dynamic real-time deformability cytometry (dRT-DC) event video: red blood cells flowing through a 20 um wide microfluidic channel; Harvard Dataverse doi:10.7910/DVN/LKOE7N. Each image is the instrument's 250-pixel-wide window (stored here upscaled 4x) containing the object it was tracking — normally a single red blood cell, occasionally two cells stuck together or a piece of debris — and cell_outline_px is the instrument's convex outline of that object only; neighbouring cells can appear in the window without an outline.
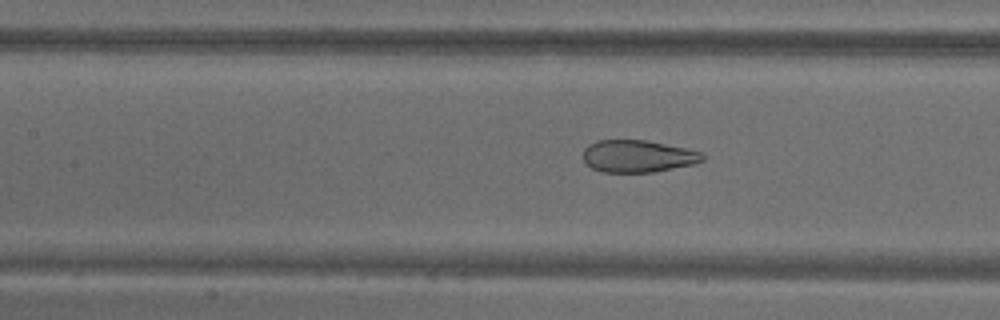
{"species": "common noctule bat (a hibernating species)", "species_latin": "Nyctalus noctula", "temperature_condition": "warm", "stored_images_in_passage": 70, "camera_frame_rate_fps": 3000, "um_per_image_px": 0.085, "animal": {"sex": "male", "body_mass_g": 18.8}, "frame": {"image": 1, "passage_image": 32, "time_ms": 10.333, "image_size_px": [1000, 320], "cell_outline_px": [[704, 160], [696, 164], [652, 172], [604, 172], [592, 168], [584, 164], [584, 148], [588, 144], [596, 140], [648, 140], [684, 148], [700, 152], [704, 156]], "centroid_in_image_um": [54.19, 13.27], "position_along_channel_um": 153.2, "area_um2": 22.48}}
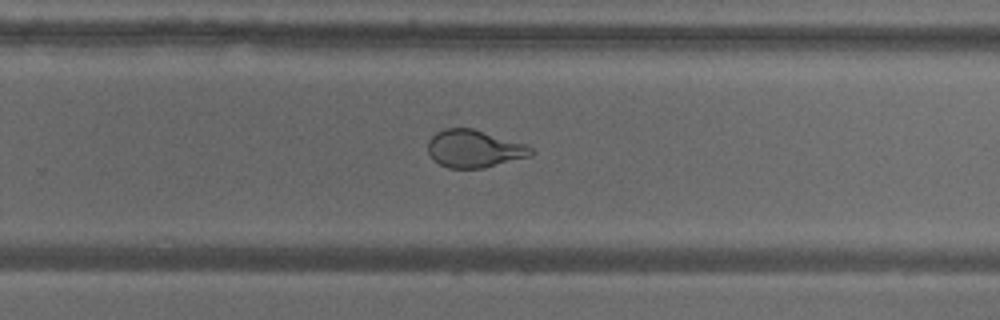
{"frame": {"image": 2, "passage_image": 46, "time_ms": 15.0, "image_size_px": [1000, 320], "cell_outline_px": [[536, 152], [532, 156], [480, 168], [448, 168], [440, 164], [428, 152], [428, 140], [436, 132], [444, 128], [472, 128], [528, 144]], "centroid_in_image_um": [40.35, 12.63], "position_along_channel_um": 289.5, "area_um2": 22.6}}
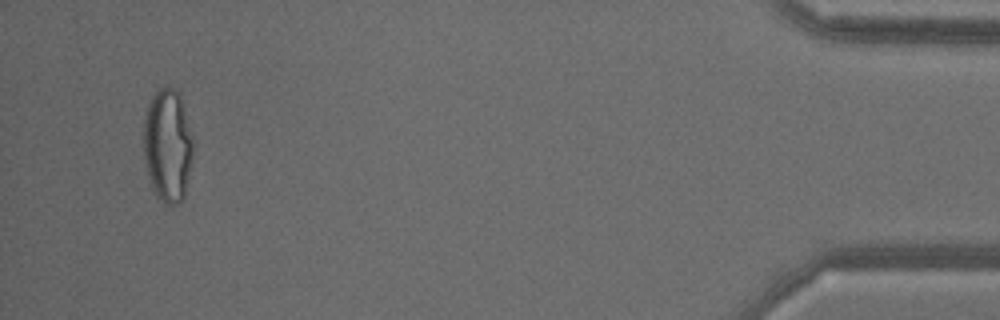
{"frame": {"image": 3, "passage_image": 67, "time_ms": 22.0, "image_size_px": [1000, 320], "cell_outline_px": [[192, 156], [184, 196], [176, 204], [164, 204], [156, 196], [152, 188], [144, 164], [144, 116], [148, 104], [152, 96], [160, 88], [168, 84], [180, 92], [192, 136]], "centroid_in_image_um": [14.23, 12.32], "position_along_channel_um": 421.0, "area_um2": 32.83}}